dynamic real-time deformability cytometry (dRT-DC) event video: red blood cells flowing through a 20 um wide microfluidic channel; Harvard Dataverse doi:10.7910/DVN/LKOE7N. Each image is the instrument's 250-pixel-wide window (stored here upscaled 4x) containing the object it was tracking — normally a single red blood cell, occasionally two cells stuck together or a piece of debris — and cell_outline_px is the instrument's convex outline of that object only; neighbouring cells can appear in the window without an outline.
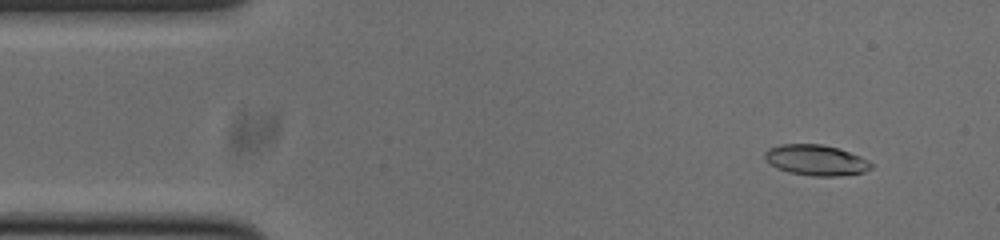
{"species": "common noctule bat (a hibernating species)", "species_latin": "Nyctalus noctula", "temperature_condition": "cold", "stored_images_in_passage": 53, "camera_frame_rate_fps": 3000, "um_per_image_px": 0.085, "animal": {"sex": "male", "body_mass_g": 20.0, "forearm_length_mm": 53.3}, "frame": {"image": 1, "passage_image": 5, "time_ms": 1.333, "image_size_px": [1000, 240], "cell_outline_px": [[872, 168], [864, 172], [840, 176], [812, 176], [788, 172], [776, 168], [764, 160], [764, 152], [768, 148], [780, 144], [820, 144], [840, 148], [860, 156], [868, 160], [872, 164]], "centroid_in_image_um": [69.34, 13.61], "position_along_channel_um": 15.7, "area_um2": 19.25}}
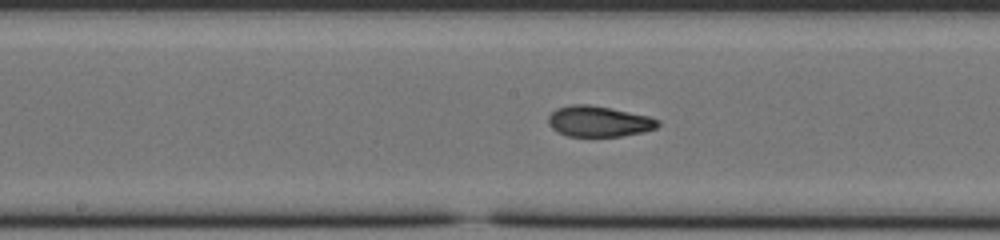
{"frame": {"image": 2, "passage_image": 26, "time_ms": 8.333, "image_size_px": [1000, 240], "cell_outline_px": [[660, 124], [656, 128], [644, 132], [620, 136], [568, 136], [552, 128], [548, 124], [548, 116], [556, 108], [572, 104], [588, 104], [648, 116], [660, 120]], "centroid_in_image_um": [50.89, 10.32], "position_along_channel_um": 197.3, "area_um2": 19.48}}
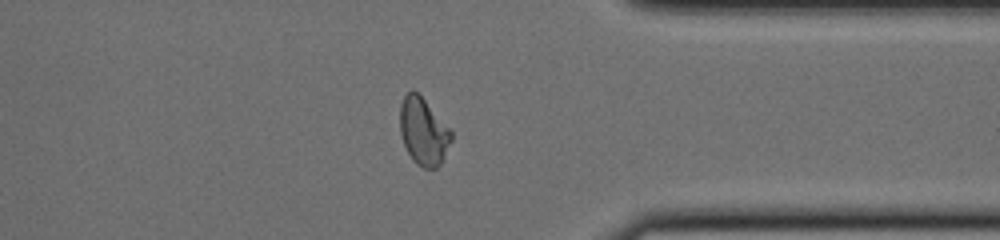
{"frame": {"image": 3, "passage_image": 41, "time_ms": 13.333, "image_size_px": [1000, 240], "cell_outline_px": [[452, 140], [440, 164], [436, 168], [424, 168], [416, 164], [412, 160], [404, 144], [400, 132], [400, 104], [404, 96], [412, 88], [424, 100], [452, 132]], "centroid_in_image_um": [35.97, 11.19], "position_along_channel_um": 375.4, "area_um2": 19.77}, "authors_computed_cell_mechanics": {"area_um2": 19.5364, "velocity_mm_per_s": 3.7757, "shape_relaxation_time_tau1_ms": null, "shape_relaxation_time_tau2_ms": 1.637, "deformation_change_tau1": null, "deformation_change_tau2": 0.0705}}